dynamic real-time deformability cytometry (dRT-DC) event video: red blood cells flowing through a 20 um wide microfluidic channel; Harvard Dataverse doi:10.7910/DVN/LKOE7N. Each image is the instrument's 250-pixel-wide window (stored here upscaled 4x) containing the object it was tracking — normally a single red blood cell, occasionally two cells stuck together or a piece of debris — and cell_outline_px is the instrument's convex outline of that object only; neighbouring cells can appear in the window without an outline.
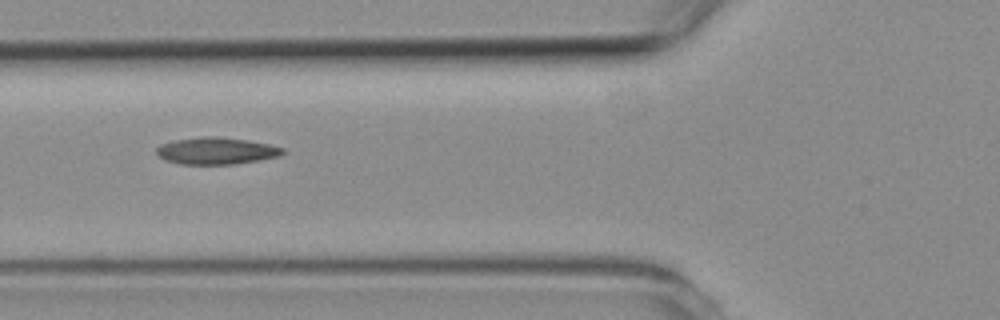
{"species": "common noctule bat (a hibernating species)", "species_latin": "Nyctalus noctula", "temperature_condition": "room temperature", "stored_images_in_passage": 2, "camera_frame_rate_fps": 3000, "um_per_image_px": 0.085, "animal": {"sex": "female", "body_mass_g": 19.3, "forearm_length_mm": 54.1}, "frame": {"image": 1, "passage_image": 2, "time_ms": 1.0, "image_size_px": [1000, 320], "cell_outline_px": [[284, 152], [280, 156], [236, 164], [180, 164], [164, 160], [156, 152], [156, 148], [160, 144], [176, 140], [208, 136], [248, 140], [268, 144], [284, 148]], "centroid_in_image_um": [18.38, 12.83], "position_along_channel_um": 107.4, "area_um2": 19.59}}